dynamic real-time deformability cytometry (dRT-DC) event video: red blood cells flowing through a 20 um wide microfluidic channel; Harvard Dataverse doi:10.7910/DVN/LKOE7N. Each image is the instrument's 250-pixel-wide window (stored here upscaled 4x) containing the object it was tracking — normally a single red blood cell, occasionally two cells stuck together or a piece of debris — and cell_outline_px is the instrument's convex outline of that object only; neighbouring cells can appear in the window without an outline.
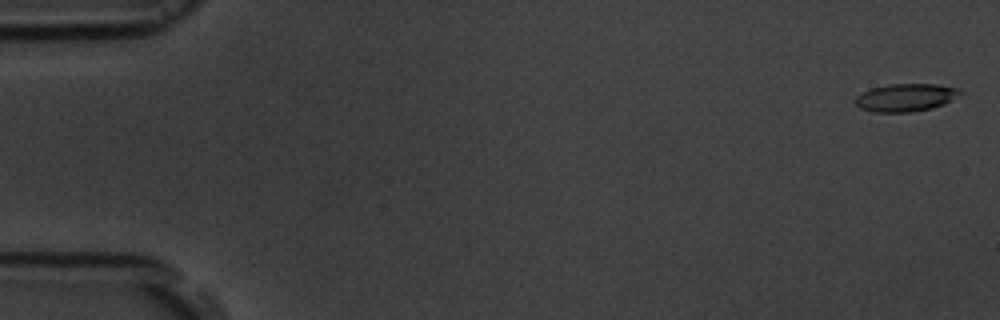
{"species": "common noctule bat (a hibernating species)", "species_latin": "Nyctalus noctula", "temperature_condition": "room temperature", "stored_images_in_passage": 14, "camera_frame_rate_fps": 3000, "um_per_image_px": 0.085, "animal": {"sex": "male", "body_mass_g": 19.5, "forearm_length_mm": 54.6}, "frame": {"image": 1, "passage_image": 2, "time_ms": 0.333, "image_size_px": [1000, 320], "cell_outline_px": [[964, 92], [952, 100], [944, 104], [932, 108], [912, 112], [876, 112], [860, 108], [856, 104], [856, 96], [872, 88], [888, 84], [936, 84], [960, 88]], "centroid_in_image_um": [77.04, 8.28], "position_along_channel_um": 8.0, "area_um2": 16.99}}